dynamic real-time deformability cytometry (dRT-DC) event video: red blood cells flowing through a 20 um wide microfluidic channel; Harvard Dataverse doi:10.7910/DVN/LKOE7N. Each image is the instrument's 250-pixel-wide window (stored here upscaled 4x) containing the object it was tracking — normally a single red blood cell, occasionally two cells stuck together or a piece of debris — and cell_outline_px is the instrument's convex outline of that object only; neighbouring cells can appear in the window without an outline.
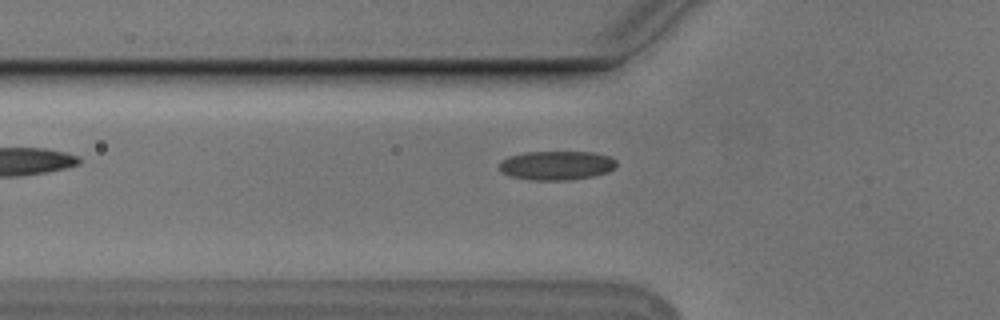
{"species": "Egyptian fruit bat (a non-hibernating species)", "species_latin": "Rousettus aegyptiacus", "temperature_condition": "cold", "stored_images_in_passage": 41, "segment_of_instrument_passage": [1, 2], "camera_frame_rate_fps": 3000, "um_per_image_px": 0.085, "animal": {"sex": "male"}, "frame": {"image": 1, "passage_image": 4, "time_ms": 1.0, "image_size_px": [1000, 320], "cell_outline_px": [[616, 164], [608, 172], [592, 176], [568, 180], [532, 180], [508, 176], [500, 168], [500, 160], [508, 156], [524, 152], [592, 152], [608, 156], [616, 160]], "centroid_in_image_um": [47.27, 14.05], "position_along_channel_um": 78.5, "area_um2": 19.77}}
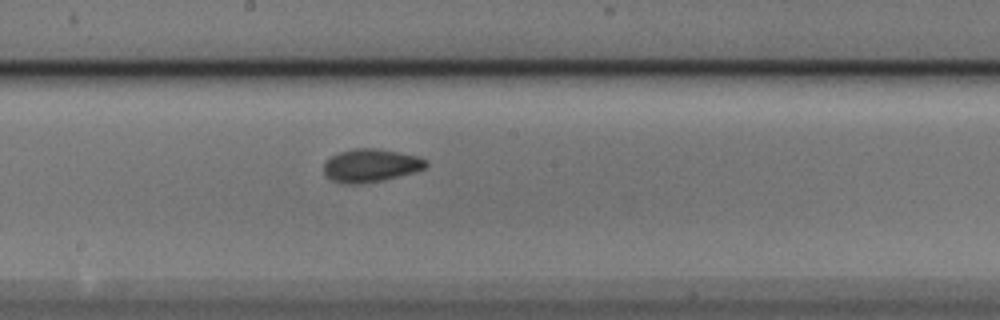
{"frame": {"image": 2, "passage_image": 15, "time_ms": 4.667, "image_size_px": [1000, 320], "cell_outline_px": [[428, 164], [424, 168], [412, 172], [380, 180], [360, 184], [348, 184], [332, 180], [324, 172], [324, 164], [332, 156], [340, 152], [352, 148], [376, 148], [420, 156], [428, 160]], "centroid_in_image_um": [31.53, 14.04], "position_along_channel_um": 216.7, "area_um2": 19.42}}
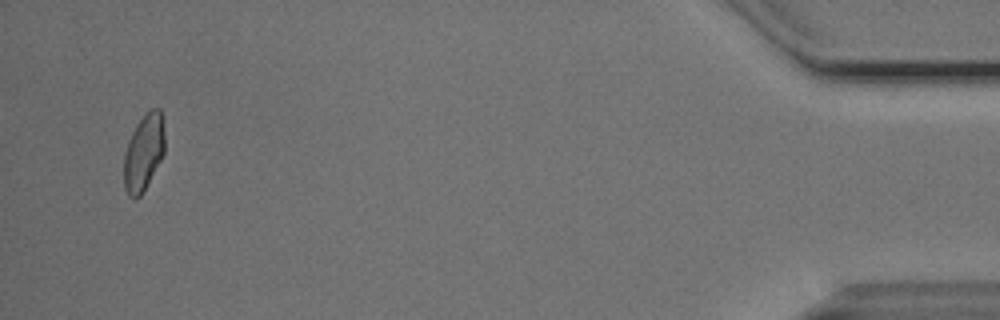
{"frame": {"image": 3, "passage_image": 38, "time_ms": 12.333, "image_size_px": [1000, 320], "cell_outline_px": [[164, 152], [160, 160], [140, 196], [136, 200], [128, 196], [124, 188], [124, 156], [132, 132], [136, 124], [152, 108], [160, 108], [164, 132]], "centroid_in_image_um": [12.2, 12.98], "position_along_channel_um": 423.0, "area_um2": 17.8}}